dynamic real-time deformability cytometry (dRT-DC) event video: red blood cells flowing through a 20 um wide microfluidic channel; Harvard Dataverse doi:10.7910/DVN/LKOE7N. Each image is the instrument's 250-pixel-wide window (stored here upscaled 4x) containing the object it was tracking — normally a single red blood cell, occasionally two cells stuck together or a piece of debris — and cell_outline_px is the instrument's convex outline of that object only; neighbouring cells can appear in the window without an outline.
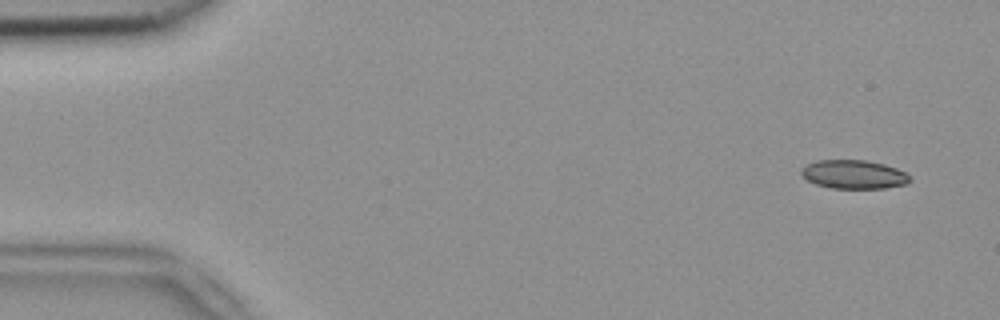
{"species": "common noctule bat (a hibernating species)", "species_latin": "Nyctalus noctula", "temperature_condition": "room temperature", "stored_images_in_passage": 5, "camera_frame_rate_fps": 3000, "um_per_image_px": 0.085, "animal": {"sex": "female", "body_mass_g": 18.4}, "frame": {"image": 1, "passage_image": 1, "time_ms": 0.0, "image_size_px": [1000, 320], "cell_outline_px": [[912, 180], [908, 184], [884, 188], [832, 188], [816, 184], [808, 180], [800, 172], [800, 168], [816, 160], [868, 160], [884, 164], [896, 168], [904, 172]], "centroid_in_image_um": [72.58, 14.82], "position_along_channel_um": 12.4, "area_um2": 18.15}}
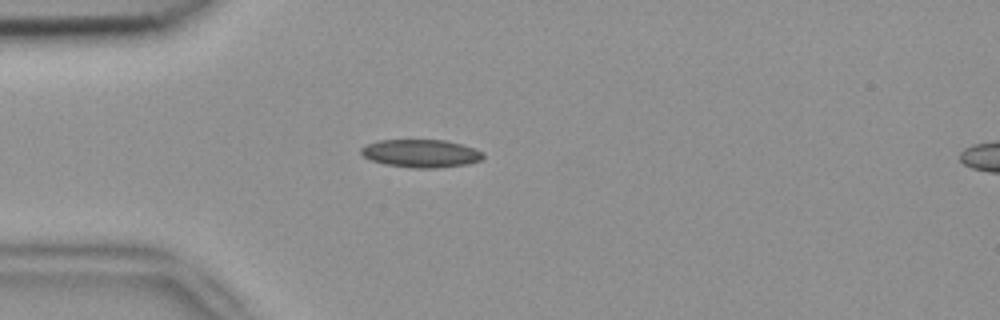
{"frame": {"image": 2, "passage_image": 4, "time_ms": 1.0, "image_size_px": [1000, 320], "cell_outline_px": [[484, 156], [480, 160], [468, 164], [436, 168], [412, 168], [384, 164], [372, 160], [364, 156], [360, 152], [360, 148], [364, 144], [380, 140], [448, 140], [476, 148], [484, 152]], "centroid_in_image_um": [35.79, 13.03], "position_along_channel_um": 49.2, "area_um2": 20.11}}